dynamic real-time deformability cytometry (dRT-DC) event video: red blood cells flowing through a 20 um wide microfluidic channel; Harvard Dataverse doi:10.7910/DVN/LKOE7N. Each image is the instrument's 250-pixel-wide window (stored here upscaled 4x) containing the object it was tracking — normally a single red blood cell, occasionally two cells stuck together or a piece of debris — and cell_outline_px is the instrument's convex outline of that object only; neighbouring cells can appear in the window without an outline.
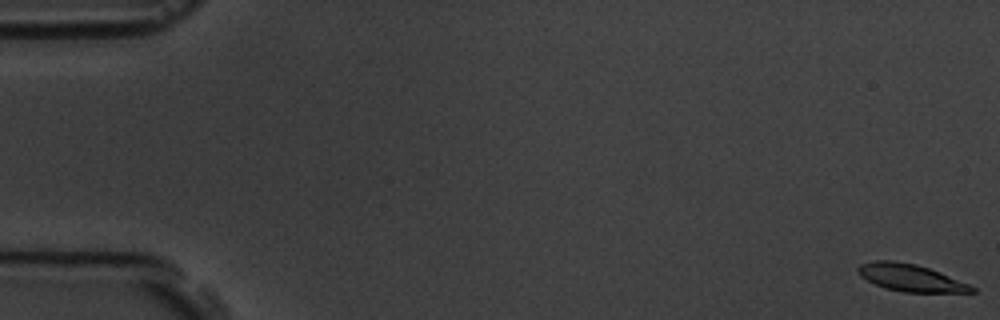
{"species": "common noctule bat (a hibernating species)", "species_latin": "Nyctalus noctula", "temperature_condition": "room temperature", "stored_images_in_passage": 58, "camera_frame_rate_fps": 3000, "um_per_image_px": 0.085, "animal": {"sex": "male", "body_mass_g": 19.5, "forearm_length_mm": 54.6}, "frame": {"image": 1, "passage_image": 1, "time_ms": 0.0, "image_size_px": [1000, 320], "cell_outline_px": [[976, 292], [904, 292], [884, 288], [860, 276], [856, 268], [860, 264], [876, 260], [892, 260], [916, 264], [940, 272], [968, 284], [976, 288]], "centroid_in_image_um": [77.38, 23.6], "position_along_channel_um": 7.6, "area_um2": 17.86}}
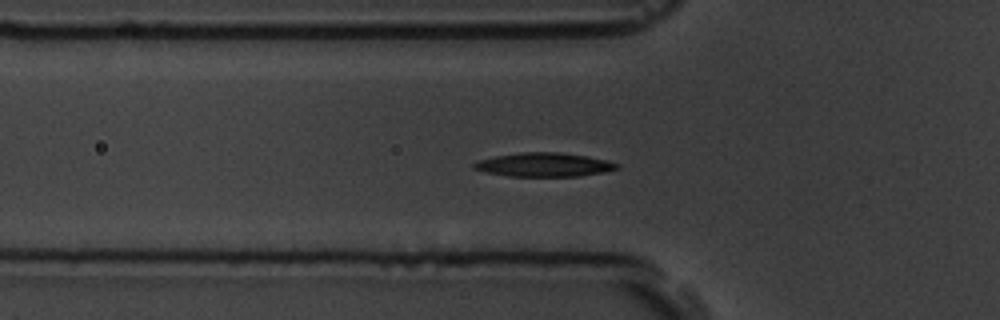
{"frame": {"image": 2, "passage_image": 20, "time_ms": 6.333, "image_size_px": [1000, 320], "cell_outline_px": [[620, 168], [604, 172], [580, 176], [508, 176], [484, 172], [472, 168], [472, 164], [476, 160], [496, 156], [520, 152], [560, 152], [588, 156], [608, 160], [620, 164]], "centroid_in_image_um": [46.24, 14.0], "position_along_channel_um": 79.6, "area_um2": 20.11}}
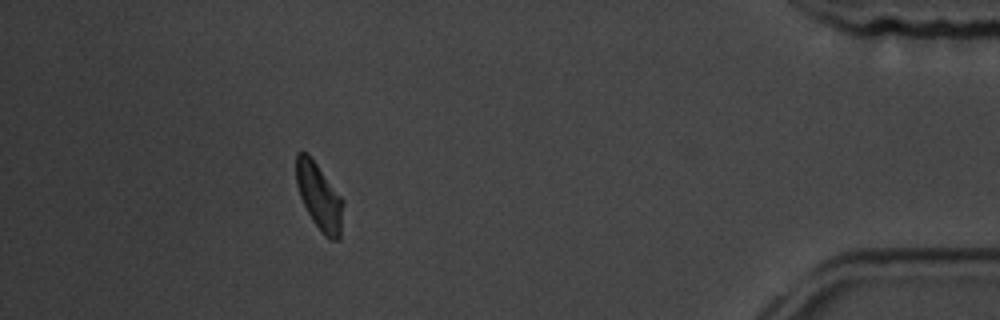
{"frame": {"image": 3, "passage_image": 52, "time_ms": 17.0, "image_size_px": [1000, 320], "cell_outline_px": [[344, 204], [340, 240], [328, 240], [324, 236], [312, 220], [300, 196], [296, 184], [296, 152], [304, 152], [316, 164], [344, 200]], "centroid_in_image_um": [27.16, 16.78], "position_along_channel_um": 408.0, "area_um2": 18.09}, "authors_computed_cell_mechanics": {"area_um2": 18.8139, "velocity_mm_per_s": 3.5824, "shape_relaxation_time_tau1_ms": null, "shape_relaxation_time_tau2_ms": 7.5194, "deformation_change_tau1": null, "deformation_change_tau2": 0.1164}}